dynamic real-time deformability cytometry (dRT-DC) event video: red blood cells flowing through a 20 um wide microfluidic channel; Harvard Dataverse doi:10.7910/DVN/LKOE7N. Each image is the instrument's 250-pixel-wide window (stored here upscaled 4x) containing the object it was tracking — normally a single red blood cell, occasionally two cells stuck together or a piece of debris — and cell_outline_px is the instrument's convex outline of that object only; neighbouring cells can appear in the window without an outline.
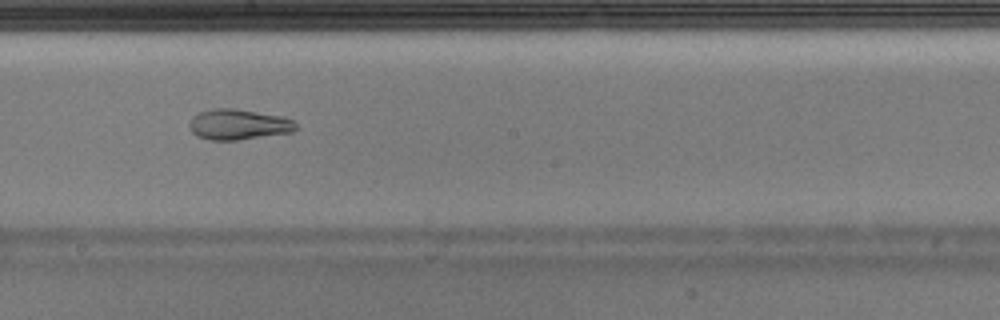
{"species": "Egyptian fruit bat (a non-hibernating species)", "species_latin": "Rousettus aegyptiacus", "temperature_condition": "warm", "stored_images_in_passage": 32, "segment_of_instrument_passage": [1, 2], "camera_frame_rate_fps": 3000, "um_per_image_px": 0.085, "animal": {"sex": "male"}, "frame": {"image": 1, "passage_image": 14, "time_ms": 4.333, "image_size_px": [1000, 320], "cell_outline_px": [[296, 128], [292, 132], [236, 140], [208, 140], [196, 136], [188, 128], [188, 124], [192, 116], [200, 112], [212, 108], [232, 108], [284, 116], [292, 120], [296, 124]], "centroid_in_image_um": [20.22, 10.57], "position_along_channel_um": 228.0, "area_um2": 19.07}}